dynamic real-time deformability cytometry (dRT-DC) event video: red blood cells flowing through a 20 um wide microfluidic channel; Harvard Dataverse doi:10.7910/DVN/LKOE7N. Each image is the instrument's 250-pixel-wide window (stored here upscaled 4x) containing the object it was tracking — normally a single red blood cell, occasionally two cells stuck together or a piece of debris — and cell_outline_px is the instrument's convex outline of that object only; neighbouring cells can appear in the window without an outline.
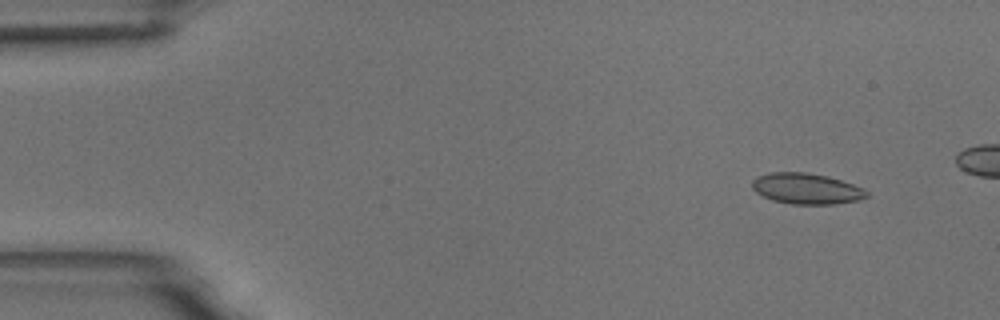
{"species": "common noctule bat (a hibernating species)", "species_latin": "Nyctalus noctula", "temperature_condition": "room temperature", "stored_images_in_passage": 6, "camera_frame_rate_fps": 3000, "um_per_image_px": 0.085, "animal": {"sex": "male", "body_mass_g": 18.8}, "frame": {"image": 1, "passage_image": 2, "time_ms": 1.333, "image_size_px": [1000, 320], "cell_outline_px": [[868, 196], [860, 200], [836, 204], [792, 204], [772, 200], [756, 192], [752, 188], [752, 180], [768, 172], [804, 172], [828, 176], [864, 188], [868, 192]], "centroid_in_image_um": [68.56, 16.04], "position_along_channel_um": 16.4, "area_um2": 20.58}}